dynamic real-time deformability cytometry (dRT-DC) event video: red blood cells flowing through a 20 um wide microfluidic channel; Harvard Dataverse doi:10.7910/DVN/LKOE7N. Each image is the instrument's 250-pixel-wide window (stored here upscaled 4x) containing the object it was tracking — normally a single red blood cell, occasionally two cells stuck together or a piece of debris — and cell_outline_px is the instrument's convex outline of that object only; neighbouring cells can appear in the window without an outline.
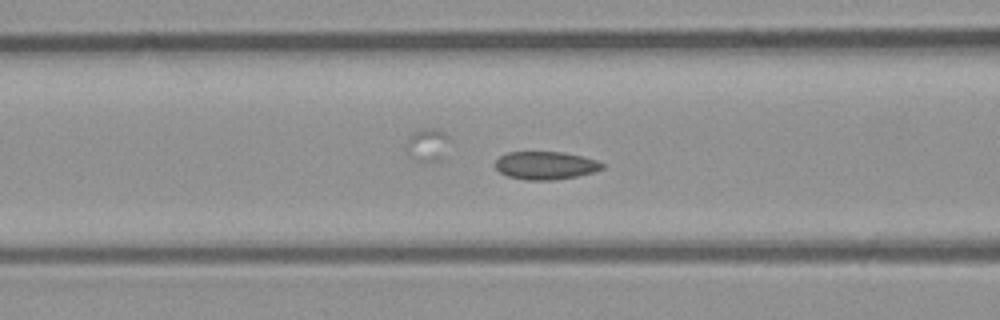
{"species": "common noctule bat (a hibernating species)", "species_latin": "Nyctalus noctula", "temperature_condition": "room temperature", "stored_images_in_passage": 36, "camera_frame_rate_fps": 3000, "um_per_image_px": 0.085, "animal": {"sex": "male", "body_mass_g": 23.1, "forearm_length_mm": 52.7}, "frame": {"image": 1, "passage_image": 20, "time_ms": 6.333, "image_size_px": [1000, 320], "cell_outline_px": [[604, 168], [596, 172], [576, 176], [552, 180], [524, 180], [508, 176], [500, 172], [496, 168], [496, 160], [500, 156], [508, 152], [564, 152], [596, 160], [604, 164]], "centroid_in_image_um": [46.38, 14.06], "position_along_channel_um": 120.2, "area_um2": 17.4}}
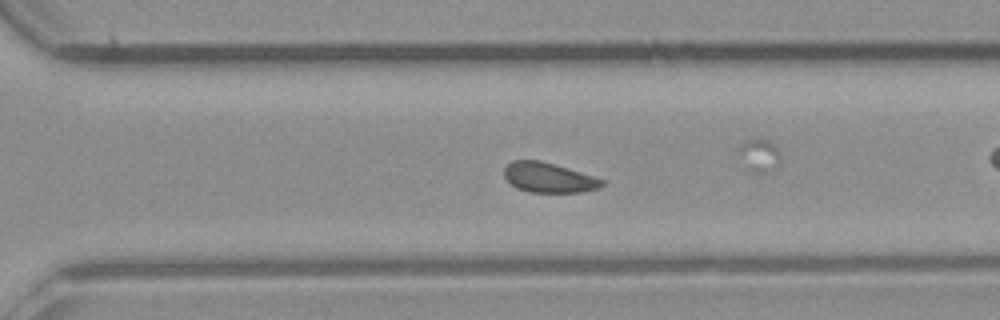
{"frame": {"image": 2, "passage_image": 35, "time_ms": 11.333, "image_size_px": [1000, 320], "cell_outline_px": [[604, 184], [600, 188], [584, 192], [528, 192], [516, 188], [504, 176], [504, 168], [512, 160], [540, 160], [568, 168], [604, 180]], "centroid_in_image_um": [46.63, 15.1], "position_along_channel_um": 324.0, "area_um2": 16.99}}